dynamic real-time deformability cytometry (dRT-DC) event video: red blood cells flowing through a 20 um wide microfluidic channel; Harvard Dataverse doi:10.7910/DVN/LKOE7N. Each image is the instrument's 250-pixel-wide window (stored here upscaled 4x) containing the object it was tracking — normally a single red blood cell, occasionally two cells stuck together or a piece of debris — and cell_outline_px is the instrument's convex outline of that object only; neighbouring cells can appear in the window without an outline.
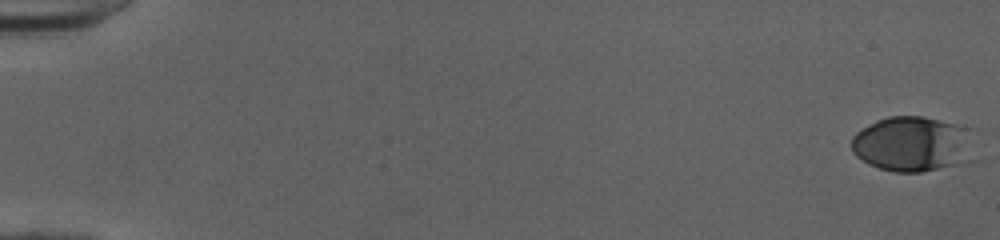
{"species": "human", "species_latin": "Homo sapiens", "temperature_condition": "cold", "stored_images_in_passage": 53, "camera_frame_rate_fps": 3000, "um_per_image_px": 0.085, "donor": {"sex": "female"}, "frame": {"image": 1, "passage_image": 1, "time_ms": 0.0, "image_size_px": [1000, 240], "cell_outline_px": [[964, 128], [956, 164], [920, 172], [892, 172], [868, 164], [856, 156], [852, 152], [852, 136], [856, 132], [868, 124], [876, 120], [888, 116], [924, 116], [956, 124]], "centroid_in_image_um": [77.21, 12.21], "position_along_channel_um": 7.8, "area_um2": 36.93}}
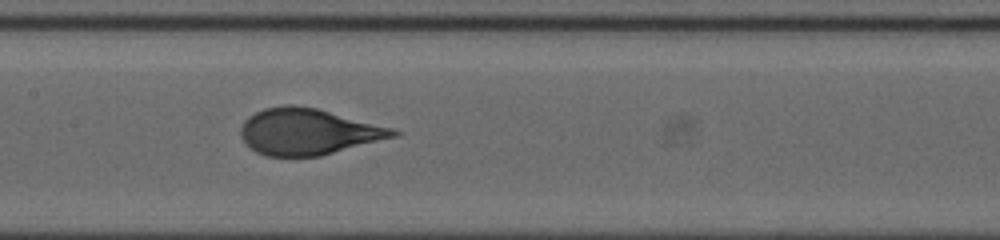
{"frame": {"image": 2, "passage_image": 28, "time_ms": 9.0, "image_size_px": [1000, 240], "cell_outline_px": [[404, 132], [400, 136], [320, 156], [264, 156], [256, 152], [240, 136], [240, 128], [244, 120], [248, 116], [264, 108], [284, 104], [292, 104], [316, 108], [392, 128]], "centroid_in_image_um": [26.21, 11.19], "position_along_channel_um": 181.2, "area_um2": 41.21}}
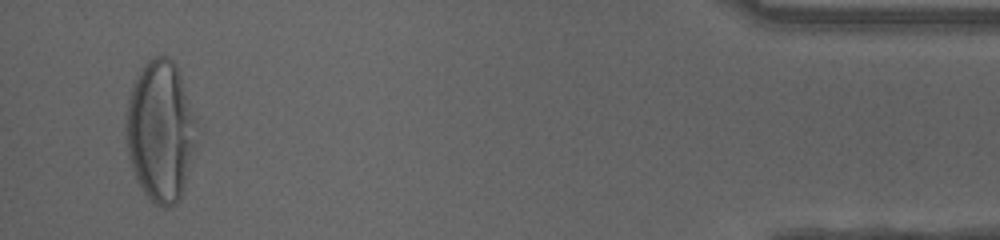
{"frame": {"image": 3, "passage_image": 51, "time_ms": 16.667, "image_size_px": [1000, 240], "cell_outline_px": [[200, 140], [180, 196], [176, 204], [168, 208], [160, 208], [144, 192], [136, 180], [128, 156], [124, 136], [124, 120], [128, 100], [132, 84], [136, 76], [144, 64], [148, 60], [156, 56], [168, 56], [176, 64], [196, 120]], "centroid_in_image_um": [13.64, 11.15], "position_along_channel_um": 421.6, "area_um2": 59.07}, "authors_computed_cell_mechanics": {"area_um2": 41.327, "velocity_mm_per_s": 4.0077, "shape_relaxation_time_tau1_ms": 5.06, "shape_relaxation_time_tau2_ms": null, "deformation_change_tau1": 0.2362, "deformation_change_tau2": null}}